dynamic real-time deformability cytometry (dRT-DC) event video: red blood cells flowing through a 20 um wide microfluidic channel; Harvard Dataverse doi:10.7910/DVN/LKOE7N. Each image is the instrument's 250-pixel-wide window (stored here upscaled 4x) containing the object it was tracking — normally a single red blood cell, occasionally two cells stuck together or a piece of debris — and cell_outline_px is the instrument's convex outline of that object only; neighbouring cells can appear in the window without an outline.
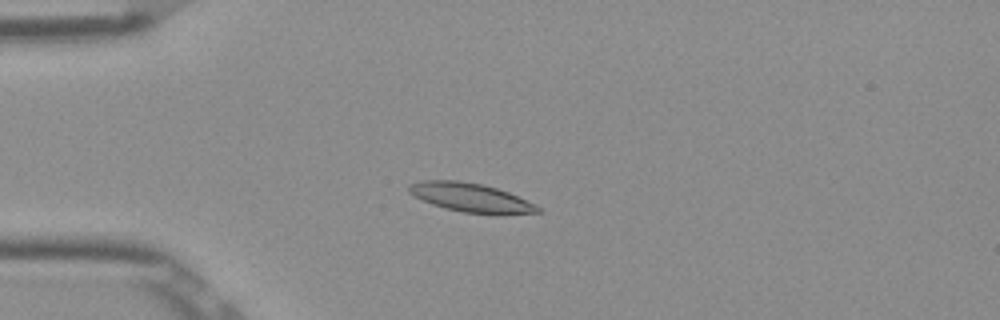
{"species": "Egyptian fruit bat (a non-hibernating species)", "species_latin": "Rousettus aegyptiacus", "temperature_condition": "room temperature", "stored_images_in_passage": 40, "camera_frame_rate_fps": 3000, "um_per_image_px": 0.085, "frame": {"image": 1, "passage_image": 1, "time_ms": 0.0, "image_size_px": [1000, 320], "cell_outline_px": [[544, 208], [540, 212], [464, 212], [444, 208], [432, 204], [408, 192], [408, 184], [424, 180], [456, 180], [480, 184], [496, 188], [508, 192], [536, 204]], "centroid_in_image_um": [39.96, 16.75], "position_along_channel_um": 45.0, "area_um2": 20.87}}
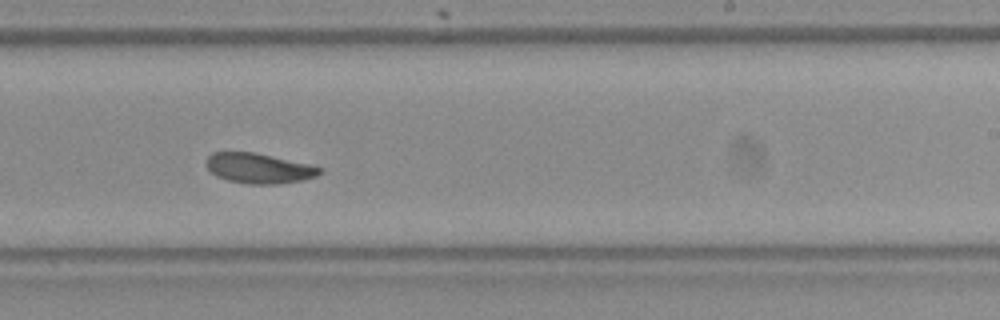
{"frame": {"image": 2, "passage_image": 20, "time_ms": 6.333, "image_size_px": [1000, 320], "cell_outline_px": [[324, 172], [316, 176], [300, 180], [276, 184], [248, 184], [228, 180], [216, 176], [208, 168], [204, 160], [212, 152], [256, 152], [312, 164], [324, 168]], "centroid_in_image_um": [22.03, 14.29], "position_along_channel_um": 267.0, "area_um2": 20.17}}
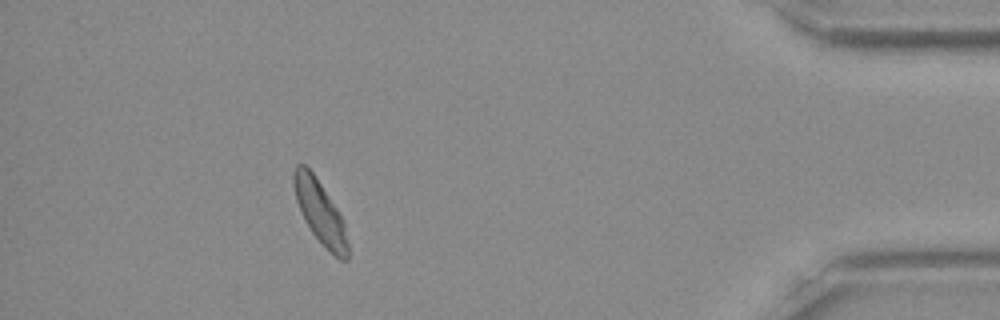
{"frame": {"image": 3, "passage_image": 35, "time_ms": 11.333, "image_size_px": [1000, 320], "cell_outline_px": [[348, 260], [340, 260], [312, 232], [304, 220], [296, 200], [292, 184], [292, 172], [296, 164], [304, 164], [312, 172], [344, 220], [348, 244]], "centroid_in_image_um": [27.18, 18.0], "position_along_channel_um": 408.0, "area_um2": 19.48}, "authors_computed_cell_mechanics": {"area_um2": 20.3167, "velocity_mm_per_s": 3.8523, "shape_relaxation_time_tau1_ms": 3.8799, "shape_relaxation_time_tau2_ms": 2.2758, "deformation_change_tau1": 0.0994, "deformation_change_tau2": 0.069}}